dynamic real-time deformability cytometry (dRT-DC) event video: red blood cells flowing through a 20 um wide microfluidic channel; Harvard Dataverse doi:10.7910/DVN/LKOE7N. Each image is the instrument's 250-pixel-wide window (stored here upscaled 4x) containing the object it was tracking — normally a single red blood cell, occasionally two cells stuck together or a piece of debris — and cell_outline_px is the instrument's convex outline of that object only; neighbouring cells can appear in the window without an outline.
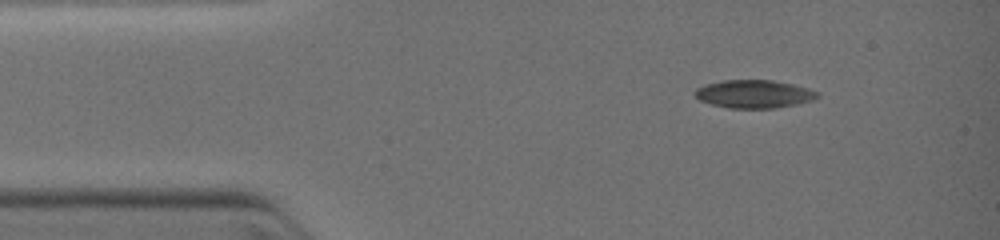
{"species": "common noctule bat (a hibernating species)", "species_latin": "Nyctalus noctula", "temperature_condition": "warm", "stored_images_in_passage": 3, "camera_frame_rate_fps": 3000, "um_per_image_px": 0.085, "animal": {"sex": "female", "body_mass_g": 19.0, "forearm_length_mm": 51.5}, "frame": {"image": 1, "passage_image": 1, "time_ms": 0.0, "image_size_px": [1000, 240], "cell_outline_px": [[820, 96], [812, 100], [796, 104], [776, 108], [728, 108], [712, 104], [700, 100], [692, 92], [696, 88], [704, 84], [724, 80], [772, 80], [792, 84], [808, 88], [820, 92]], "centroid_in_image_um": [64.09, 7.98], "position_along_channel_um": 20.9, "area_um2": 20.11}}